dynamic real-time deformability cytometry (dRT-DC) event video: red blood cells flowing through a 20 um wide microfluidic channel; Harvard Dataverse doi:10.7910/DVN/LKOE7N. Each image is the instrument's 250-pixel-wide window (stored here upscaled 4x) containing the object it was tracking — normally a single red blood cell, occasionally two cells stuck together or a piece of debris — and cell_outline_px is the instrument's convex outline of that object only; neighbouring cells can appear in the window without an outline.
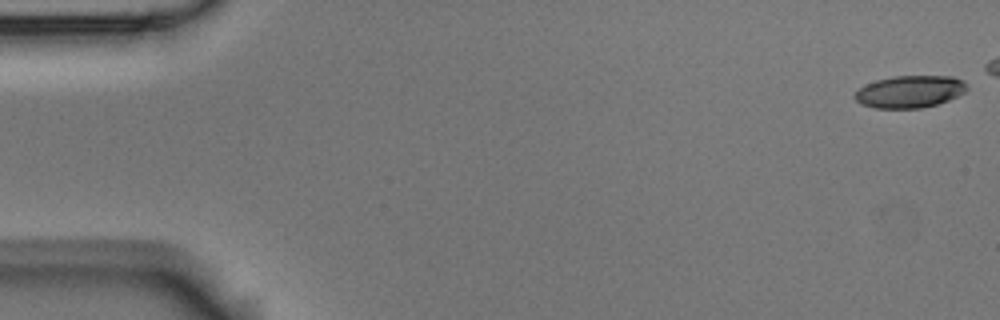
{"species": "Egyptian fruit bat (a non-hibernating species)", "species_latin": "Rousettus aegyptiacus", "temperature_condition": "room temperature", "stored_images_in_passage": 6, "camera_frame_rate_fps": 3000, "um_per_image_px": 0.085, "animal": {"sex": "male"}, "frame": {"image": 1, "passage_image": 1, "time_ms": 0.0, "image_size_px": [1000, 320], "cell_outline_px": [[968, 88], [964, 92], [948, 100], [936, 104], [920, 108], [872, 108], [860, 104], [852, 96], [864, 84], [876, 80], [892, 76], [952, 76], [964, 80], [968, 84]], "centroid_in_image_um": [77.31, 7.78], "position_along_channel_um": 7.7, "area_um2": 21.21}}